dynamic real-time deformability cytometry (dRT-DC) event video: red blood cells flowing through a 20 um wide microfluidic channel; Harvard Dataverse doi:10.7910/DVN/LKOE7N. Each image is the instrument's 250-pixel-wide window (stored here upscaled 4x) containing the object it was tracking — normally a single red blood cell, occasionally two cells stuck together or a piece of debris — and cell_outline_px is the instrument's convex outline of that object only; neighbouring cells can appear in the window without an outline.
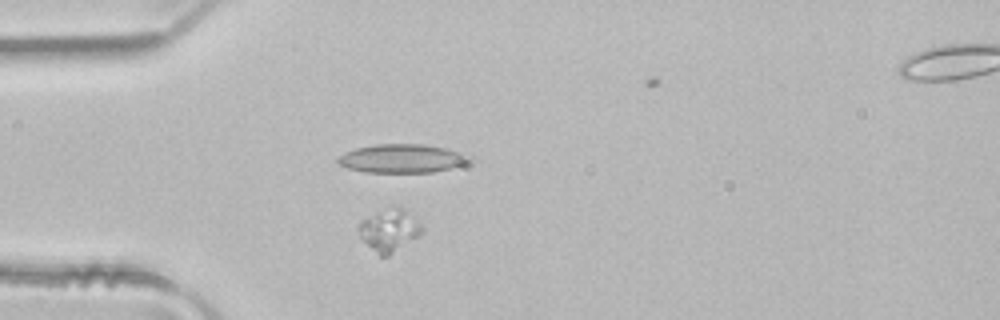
{"species": "common noctule bat (a hibernating species)", "species_latin": "Nyctalus noctula", "temperature_condition": "room temperature", "stored_images_in_passage": 5, "camera_frame_rate_fps": 3000, "um_per_image_px": 0.085, "animal": {"sex": "male", "body_mass_g": 21.5, "forearm_length_mm": 52.0}, "frame": {"image": 1, "passage_image": 4, "time_ms": 1.0, "image_size_px": [1000, 320], "cell_outline_px": [[424, 232], [420, 236], [388, 256], [380, 256], [360, 236], [356, 228], [356, 224], [360, 220], [376, 212], [396, 208], [400, 208], [412, 216], [424, 228]], "centroid_in_image_um": [33.07, 19.6], "position_along_channel_um": 51.9, "area_um2": 15.32}}